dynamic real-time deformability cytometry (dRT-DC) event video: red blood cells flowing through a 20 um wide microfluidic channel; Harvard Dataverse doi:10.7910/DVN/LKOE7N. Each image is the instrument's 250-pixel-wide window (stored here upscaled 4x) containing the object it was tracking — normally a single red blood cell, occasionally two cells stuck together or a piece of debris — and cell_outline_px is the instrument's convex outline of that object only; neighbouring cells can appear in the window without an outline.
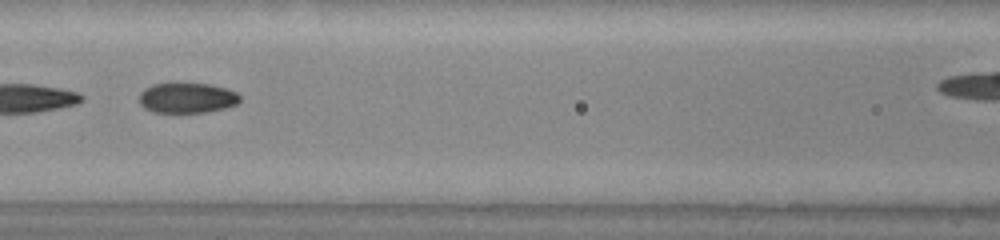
{"species": "common noctule bat (a hibernating species)", "species_latin": "Nyctalus noctula", "temperature_condition": "warm", "stored_images_in_passage": 28, "segment_of_instrument_passage": [2, 2], "camera_frame_rate_fps": 3000, "um_per_image_px": 0.085, "animal": {"sex": "male", "body_mass_g": 20.0, "forearm_length_mm": 53.3}, "frame": {"image": 1, "passage_image": 25, "time_ms": 8.0, "image_size_px": [1000, 240], "cell_outline_px": [[240, 100], [236, 104], [224, 108], [204, 112], [152, 112], [144, 108], [140, 104], [140, 92], [144, 88], [152, 84], [208, 84], [224, 88], [236, 92], [240, 96]], "centroid_in_image_um": [15.87, 8.33], "position_along_channel_um": 150.7, "area_um2": 17.51}}